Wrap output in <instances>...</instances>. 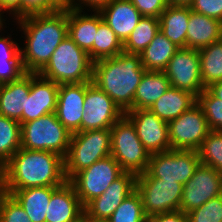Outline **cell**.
Listing matches in <instances>:
<instances>
[{"mask_svg": "<svg viewBox=\"0 0 222 222\" xmlns=\"http://www.w3.org/2000/svg\"><path fill=\"white\" fill-rule=\"evenodd\" d=\"M45 216V222H76L84 216V206L69 181L53 190Z\"/></svg>", "mask_w": 222, "mask_h": 222, "instance_id": "cell-19", "label": "cell"}, {"mask_svg": "<svg viewBox=\"0 0 222 222\" xmlns=\"http://www.w3.org/2000/svg\"><path fill=\"white\" fill-rule=\"evenodd\" d=\"M76 222H88V218L84 215Z\"/></svg>", "mask_w": 222, "mask_h": 222, "instance_id": "cell-50", "label": "cell"}, {"mask_svg": "<svg viewBox=\"0 0 222 222\" xmlns=\"http://www.w3.org/2000/svg\"><path fill=\"white\" fill-rule=\"evenodd\" d=\"M210 130L222 131V100L216 98L207 88L197 96Z\"/></svg>", "mask_w": 222, "mask_h": 222, "instance_id": "cell-36", "label": "cell"}, {"mask_svg": "<svg viewBox=\"0 0 222 222\" xmlns=\"http://www.w3.org/2000/svg\"><path fill=\"white\" fill-rule=\"evenodd\" d=\"M200 163L195 150H168L150 154L148 169L137 178H160L176 181L184 186Z\"/></svg>", "mask_w": 222, "mask_h": 222, "instance_id": "cell-8", "label": "cell"}, {"mask_svg": "<svg viewBox=\"0 0 222 222\" xmlns=\"http://www.w3.org/2000/svg\"><path fill=\"white\" fill-rule=\"evenodd\" d=\"M111 156L124 172L135 175L148 169L150 154L140 141L136 128L124 114L111 128Z\"/></svg>", "mask_w": 222, "mask_h": 222, "instance_id": "cell-6", "label": "cell"}, {"mask_svg": "<svg viewBox=\"0 0 222 222\" xmlns=\"http://www.w3.org/2000/svg\"><path fill=\"white\" fill-rule=\"evenodd\" d=\"M0 193L3 192V171H2V166L0 165Z\"/></svg>", "mask_w": 222, "mask_h": 222, "instance_id": "cell-48", "label": "cell"}, {"mask_svg": "<svg viewBox=\"0 0 222 222\" xmlns=\"http://www.w3.org/2000/svg\"><path fill=\"white\" fill-rule=\"evenodd\" d=\"M56 187H30L3 192L11 195L22 206L32 222H45L47 206Z\"/></svg>", "mask_w": 222, "mask_h": 222, "instance_id": "cell-26", "label": "cell"}, {"mask_svg": "<svg viewBox=\"0 0 222 222\" xmlns=\"http://www.w3.org/2000/svg\"><path fill=\"white\" fill-rule=\"evenodd\" d=\"M197 152L202 164L222 174V131L210 130Z\"/></svg>", "mask_w": 222, "mask_h": 222, "instance_id": "cell-34", "label": "cell"}, {"mask_svg": "<svg viewBox=\"0 0 222 222\" xmlns=\"http://www.w3.org/2000/svg\"><path fill=\"white\" fill-rule=\"evenodd\" d=\"M188 222H222V195L187 213Z\"/></svg>", "mask_w": 222, "mask_h": 222, "instance_id": "cell-37", "label": "cell"}, {"mask_svg": "<svg viewBox=\"0 0 222 222\" xmlns=\"http://www.w3.org/2000/svg\"><path fill=\"white\" fill-rule=\"evenodd\" d=\"M216 98L222 100V80L214 82L206 87Z\"/></svg>", "mask_w": 222, "mask_h": 222, "instance_id": "cell-45", "label": "cell"}, {"mask_svg": "<svg viewBox=\"0 0 222 222\" xmlns=\"http://www.w3.org/2000/svg\"><path fill=\"white\" fill-rule=\"evenodd\" d=\"M145 71L140 54L122 52L94 61L92 82L125 113L133 110L134 95Z\"/></svg>", "mask_w": 222, "mask_h": 222, "instance_id": "cell-3", "label": "cell"}, {"mask_svg": "<svg viewBox=\"0 0 222 222\" xmlns=\"http://www.w3.org/2000/svg\"><path fill=\"white\" fill-rule=\"evenodd\" d=\"M146 222H188L187 214L177 210L146 217Z\"/></svg>", "mask_w": 222, "mask_h": 222, "instance_id": "cell-42", "label": "cell"}, {"mask_svg": "<svg viewBox=\"0 0 222 222\" xmlns=\"http://www.w3.org/2000/svg\"><path fill=\"white\" fill-rule=\"evenodd\" d=\"M30 92V72L18 80L0 84V115L22 123L26 97Z\"/></svg>", "mask_w": 222, "mask_h": 222, "instance_id": "cell-22", "label": "cell"}, {"mask_svg": "<svg viewBox=\"0 0 222 222\" xmlns=\"http://www.w3.org/2000/svg\"><path fill=\"white\" fill-rule=\"evenodd\" d=\"M25 73L19 45L0 36V84L18 80Z\"/></svg>", "mask_w": 222, "mask_h": 222, "instance_id": "cell-29", "label": "cell"}, {"mask_svg": "<svg viewBox=\"0 0 222 222\" xmlns=\"http://www.w3.org/2000/svg\"><path fill=\"white\" fill-rule=\"evenodd\" d=\"M85 94L86 82L59 85L58 101L55 113L59 122L71 134L81 131Z\"/></svg>", "mask_w": 222, "mask_h": 222, "instance_id": "cell-18", "label": "cell"}, {"mask_svg": "<svg viewBox=\"0 0 222 222\" xmlns=\"http://www.w3.org/2000/svg\"><path fill=\"white\" fill-rule=\"evenodd\" d=\"M111 155V130L96 129L75 132L64 157V172L69 181L79 171Z\"/></svg>", "mask_w": 222, "mask_h": 222, "instance_id": "cell-5", "label": "cell"}, {"mask_svg": "<svg viewBox=\"0 0 222 222\" xmlns=\"http://www.w3.org/2000/svg\"><path fill=\"white\" fill-rule=\"evenodd\" d=\"M196 103L197 97L192 93L170 86L149 110L161 120L169 123Z\"/></svg>", "mask_w": 222, "mask_h": 222, "instance_id": "cell-24", "label": "cell"}, {"mask_svg": "<svg viewBox=\"0 0 222 222\" xmlns=\"http://www.w3.org/2000/svg\"><path fill=\"white\" fill-rule=\"evenodd\" d=\"M159 30V18L143 16L123 43L124 52L128 54H140L154 39Z\"/></svg>", "mask_w": 222, "mask_h": 222, "instance_id": "cell-32", "label": "cell"}, {"mask_svg": "<svg viewBox=\"0 0 222 222\" xmlns=\"http://www.w3.org/2000/svg\"><path fill=\"white\" fill-rule=\"evenodd\" d=\"M220 195H222V174L200 162L191 179L183 186L179 210L187 214Z\"/></svg>", "mask_w": 222, "mask_h": 222, "instance_id": "cell-13", "label": "cell"}, {"mask_svg": "<svg viewBox=\"0 0 222 222\" xmlns=\"http://www.w3.org/2000/svg\"><path fill=\"white\" fill-rule=\"evenodd\" d=\"M209 131L203 110L196 103L168 123L171 149L197 151Z\"/></svg>", "mask_w": 222, "mask_h": 222, "instance_id": "cell-11", "label": "cell"}, {"mask_svg": "<svg viewBox=\"0 0 222 222\" xmlns=\"http://www.w3.org/2000/svg\"><path fill=\"white\" fill-rule=\"evenodd\" d=\"M169 87L163 71H145L134 95L133 110L149 109Z\"/></svg>", "mask_w": 222, "mask_h": 222, "instance_id": "cell-27", "label": "cell"}, {"mask_svg": "<svg viewBox=\"0 0 222 222\" xmlns=\"http://www.w3.org/2000/svg\"><path fill=\"white\" fill-rule=\"evenodd\" d=\"M125 115L134 124L137 135L149 154L171 150L167 122L149 109L128 110Z\"/></svg>", "mask_w": 222, "mask_h": 222, "instance_id": "cell-16", "label": "cell"}, {"mask_svg": "<svg viewBox=\"0 0 222 222\" xmlns=\"http://www.w3.org/2000/svg\"><path fill=\"white\" fill-rule=\"evenodd\" d=\"M3 191L61 186L67 181L64 158L51 151L20 148L3 166Z\"/></svg>", "mask_w": 222, "mask_h": 222, "instance_id": "cell-1", "label": "cell"}, {"mask_svg": "<svg viewBox=\"0 0 222 222\" xmlns=\"http://www.w3.org/2000/svg\"><path fill=\"white\" fill-rule=\"evenodd\" d=\"M135 8L146 17L159 18L167 8V0H130Z\"/></svg>", "mask_w": 222, "mask_h": 222, "instance_id": "cell-40", "label": "cell"}, {"mask_svg": "<svg viewBox=\"0 0 222 222\" xmlns=\"http://www.w3.org/2000/svg\"><path fill=\"white\" fill-rule=\"evenodd\" d=\"M21 148V123L0 115V165Z\"/></svg>", "mask_w": 222, "mask_h": 222, "instance_id": "cell-33", "label": "cell"}, {"mask_svg": "<svg viewBox=\"0 0 222 222\" xmlns=\"http://www.w3.org/2000/svg\"><path fill=\"white\" fill-rule=\"evenodd\" d=\"M137 175L123 172L107 190L84 206V215L94 222H106L122 201L136 190Z\"/></svg>", "mask_w": 222, "mask_h": 222, "instance_id": "cell-15", "label": "cell"}, {"mask_svg": "<svg viewBox=\"0 0 222 222\" xmlns=\"http://www.w3.org/2000/svg\"><path fill=\"white\" fill-rule=\"evenodd\" d=\"M202 84H210L222 80V39L198 50Z\"/></svg>", "mask_w": 222, "mask_h": 222, "instance_id": "cell-30", "label": "cell"}, {"mask_svg": "<svg viewBox=\"0 0 222 222\" xmlns=\"http://www.w3.org/2000/svg\"><path fill=\"white\" fill-rule=\"evenodd\" d=\"M92 72L93 61L88 53L67 35L38 74L60 85L91 82Z\"/></svg>", "mask_w": 222, "mask_h": 222, "instance_id": "cell-4", "label": "cell"}, {"mask_svg": "<svg viewBox=\"0 0 222 222\" xmlns=\"http://www.w3.org/2000/svg\"><path fill=\"white\" fill-rule=\"evenodd\" d=\"M82 10L67 9L68 35L92 60V46L98 30V11L88 15Z\"/></svg>", "mask_w": 222, "mask_h": 222, "instance_id": "cell-23", "label": "cell"}, {"mask_svg": "<svg viewBox=\"0 0 222 222\" xmlns=\"http://www.w3.org/2000/svg\"><path fill=\"white\" fill-rule=\"evenodd\" d=\"M123 172L118 162L110 155L79 171L69 182L74 187L82 205L85 206L103 194Z\"/></svg>", "mask_w": 222, "mask_h": 222, "instance_id": "cell-9", "label": "cell"}, {"mask_svg": "<svg viewBox=\"0 0 222 222\" xmlns=\"http://www.w3.org/2000/svg\"><path fill=\"white\" fill-rule=\"evenodd\" d=\"M0 7L15 16L14 20L21 18V0H0Z\"/></svg>", "mask_w": 222, "mask_h": 222, "instance_id": "cell-44", "label": "cell"}, {"mask_svg": "<svg viewBox=\"0 0 222 222\" xmlns=\"http://www.w3.org/2000/svg\"><path fill=\"white\" fill-rule=\"evenodd\" d=\"M59 9H69L71 0H51Z\"/></svg>", "mask_w": 222, "mask_h": 222, "instance_id": "cell-46", "label": "cell"}, {"mask_svg": "<svg viewBox=\"0 0 222 222\" xmlns=\"http://www.w3.org/2000/svg\"><path fill=\"white\" fill-rule=\"evenodd\" d=\"M0 222H32L22 206L9 194L0 196Z\"/></svg>", "mask_w": 222, "mask_h": 222, "instance_id": "cell-38", "label": "cell"}, {"mask_svg": "<svg viewBox=\"0 0 222 222\" xmlns=\"http://www.w3.org/2000/svg\"><path fill=\"white\" fill-rule=\"evenodd\" d=\"M222 39V22L196 13L190 8L186 48L200 50Z\"/></svg>", "mask_w": 222, "mask_h": 222, "instance_id": "cell-21", "label": "cell"}, {"mask_svg": "<svg viewBox=\"0 0 222 222\" xmlns=\"http://www.w3.org/2000/svg\"><path fill=\"white\" fill-rule=\"evenodd\" d=\"M168 4L188 5L192 0H167Z\"/></svg>", "mask_w": 222, "mask_h": 222, "instance_id": "cell-47", "label": "cell"}, {"mask_svg": "<svg viewBox=\"0 0 222 222\" xmlns=\"http://www.w3.org/2000/svg\"><path fill=\"white\" fill-rule=\"evenodd\" d=\"M110 1L111 0H76V1L71 0V8H74L77 10H84V7H83L84 5L85 7L90 6L89 8H91L92 11H99L102 7L106 6Z\"/></svg>", "mask_w": 222, "mask_h": 222, "instance_id": "cell-43", "label": "cell"}, {"mask_svg": "<svg viewBox=\"0 0 222 222\" xmlns=\"http://www.w3.org/2000/svg\"><path fill=\"white\" fill-rule=\"evenodd\" d=\"M188 5L192 11L222 22V0H192Z\"/></svg>", "mask_w": 222, "mask_h": 222, "instance_id": "cell-39", "label": "cell"}, {"mask_svg": "<svg viewBox=\"0 0 222 222\" xmlns=\"http://www.w3.org/2000/svg\"><path fill=\"white\" fill-rule=\"evenodd\" d=\"M4 12H2V9H1V7H0V30L2 31V29L1 28H3V23H4V19L2 18L3 17V14ZM2 15V16H1Z\"/></svg>", "mask_w": 222, "mask_h": 222, "instance_id": "cell-49", "label": "cell"}, {"mask_svg": "<svg viewBox=\"0 0 222 222\" xmlns=\"http://www.w3.org/2000/svg\"><path fill=\"white\" fill-rule=\"evenodd\" d=\"M179 48L160 30L150 44L140 53L146 71H163Z\"/></svg>", "mask_w": 222, "mask_h": 222, "instance_id": "cell-28", "label": "cell"}, {"mask_svg": "<svg viewBox=\"0 0 222 222\" xmlns=\"http://www.w3.org/2000/svg\"><path fill=\"white\" fill-rule=\"evenodd\" d=\"M17 20L26 39L25 47L20 48L23 68L25 72L38 73L68 35L67 9L32 14Z\"/></svg>", "mask_w": 222, "mask_h": 222, "instance_id": "cell-2", "label": "cell"}, {"mask_svg": "<svg viewBox=\"0 0 222 222\" xmlns=\"http://www.w3.org/2000/svg\"><path fill=\"white\" fill-rule=\"evenodd\" d=\"M142 200L135 190L116 208L106 222H146Z\"/></svg>", "mask_w": 222, "mask_h": 222, "instance_id": "cell-35", "label": "cell"}, {"mask_svg": "<svg viewBox=\"0 0 222 222\" xmlns=\"http://www.w3.org/2000/svg\"><path fill=\"white\" fill-rule=\"evenodd\" d=\"M59 85L38 73H30V92L22 112V123L55 113Z\"/></svg>", "mask_w": 222, "mask_h": 222, "instance_id": "cell-17", "label": "cell"}, {"mask_svg": "<svg viewBox=\"0 0 222 222\" xmlns=\"http://www.w3.org/2000/svg\"><path fill=\"white\" fill-rule=\"evenodd\" d=\"M189 5L169 4L160 15V31L178 48H186Z\"/></svg>", "mask_w": 222, "mask_h": 222, "instance_id": "cell-25", "label": "cell"}, {"mask_svg": "<svg viewBox=\"0 0 222 222\" xmlns=\"http://www.w3.org/2000/svg\"><path fill=\"white\" fill-rule=\"evenodd\" d=\"M57 10L59 8L51 0H21V17L52 13Z\"/></svg>", "mask_w": 222, "mask_h": 222, "instance_id": "cell-41", "label": "cell"}, {"mask_svg": "<svg viewBox=\"0 0 222 222\" xmlns=\"http://www.w3.org/2000/svg\"><path fill=\"white\" fill-rule=\"evenodd\" d=\"M99 12L103 21L124 43L143 17L130 0H111Z\"/></svg>", "mask_w": 222, "mask_h": 222, "instance_id": "cell-20", "label": "cell"}, {"mask_svg": "<svg viewBox=\"0 0 222 222\" xmlns=\"http://www.w3.org/2000/svg\"><path fill=\"white\" fill-rule=\"evenodd\" d=\"M139 193L146 216L173 212L180 209L183 185L160 178H137Z\"/></svg>", "mask_w": 222, "mask_h": 222, "instance_id": "cell-10", "label": "cell"}, {"mask_svg": "<svg viewBox=\"0 0 222 222\" xmlns=\"http://www.w3.org/2000/svg\"><path fill=\"white\" fill-rule=\"evenodd\" d=\"M71 133L59 122L56 113L21 123V148L51 151L66 156Z\"/></svg>", "mask_w": 222, "mask_h": 222, "instance_id": "cell-7", "label": "cell"}, {"mask_svg": "<svg viewBox=\"0 0 222 222\" xmlns=\"http://www.w3.org/2000/svg\"><path fill=\"white\" fill-rule=\"evenodd\" d=\"M81 131L110 129L125 113L92 81L86 82Z\"/></svg>", "mask_w": 222, "mask_h": 222, "instance_id": "cell-12", "label": "cell"}, {"mask_svg": "<svg viewBox=\"0 0 222 222\" xmlns=\"http://www.w3.org/2000/svg\"><path fill=\"white\" fill-rule=\"evenodd\" d=\"M170 86L185 90L196 97L205 89L200 73L198 50L179 48L163 70Z\"/></svg>", "mask_w": 222, "mask_h": 222, "instance_id": "cell-14", "label": "cell"}, {"mask_svg": "<svg viewBox=\"0 0 222 222\" xmlns=\"http://www.w3.org/2000/svg\"><path fill=\"white\" fill-rule=\"evenodd\" d=\"M124 52L123 43L114 31L103 21L98 11V30L92 46V61L113 57Z\"/></svg>", "mask_w": 222, "mask_h": 222, "instance_id": "cell-31", "label": "cell"}]
</instances>
